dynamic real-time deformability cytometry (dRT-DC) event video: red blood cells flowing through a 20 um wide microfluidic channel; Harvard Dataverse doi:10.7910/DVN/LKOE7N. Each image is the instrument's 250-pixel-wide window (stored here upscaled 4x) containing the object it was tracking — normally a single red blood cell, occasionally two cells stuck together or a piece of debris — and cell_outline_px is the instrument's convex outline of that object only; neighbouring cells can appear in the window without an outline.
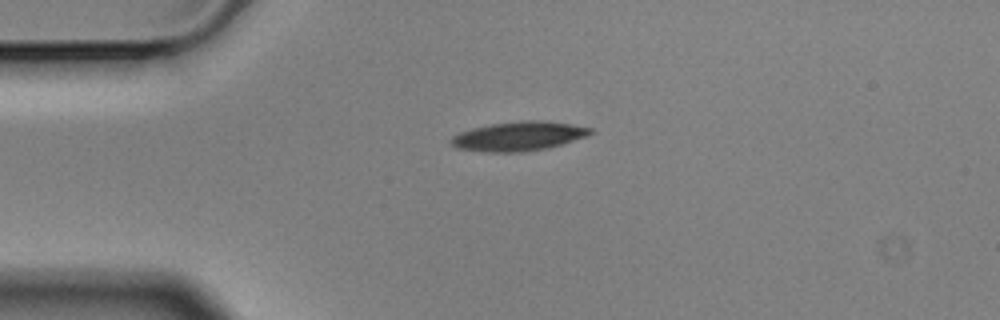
{"species": "Egyptian fruit bat (a non-hibernating species)", "species_latin": "Rousettus aegyptiacus", "temperature_condition": "cold", "stored_images_in_passage": 8, "camera_frame_rate_fps": 3000, "um_per_image_px": 0.085, "animal": {"sex": "male"}, "frame": {"image": 1, "passage_image": 1, "time_ms": 0.0, "image_size_px": [1000, 320], "cell_outline_px": [[596, 132], [588, 136], [560, 144], [544, 148], [520, 152], [484, 152], [456, 148], [448, 144], [448, 140], [452, 136], [460, 132], [472, 128], [492, 124], [524, 120], [544, 120], [572, 124], [592, 128]], "centroid_in_image_um": [44.06, 11.57], "position_along_channel_um": 40.9, "area_um2": 23.87}}
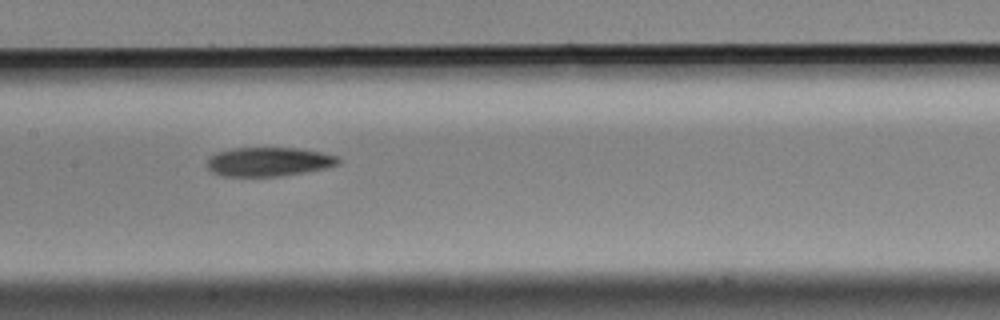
{"frame": {"image": 2, "passage_image": 5, "time_ms": 1.333, "image_size_px": [1000, 320], "cell_outline_px": [[340, 164], [324, 168], [304, 172], [280, 176], [220, 176], [212, 172], [204, 164], [216, 152], [232, 148], [296, 148], [320, 152], [336, 156], [340, 160]], "centroid_in_image_um": [22.79, 13.75], "position_along_channel_um": 184.6, "area_um2": 22.14}}
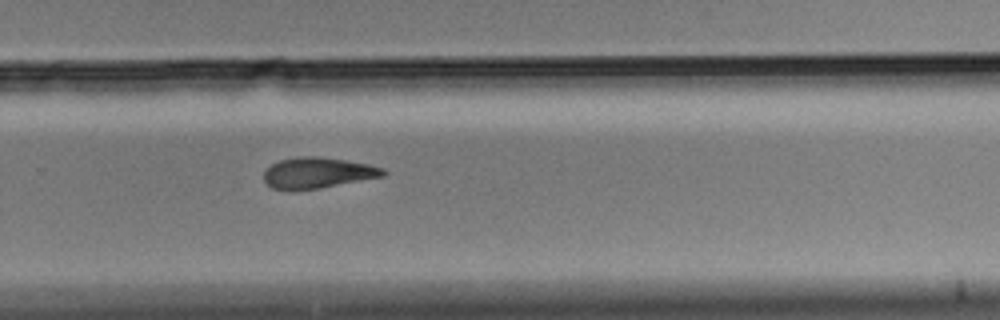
{"frame": {"image": 3, "passage_image": 8, "time_ms": 2.333, "image_size_px": [1000, 320], "cell_outline_px": [[388, 172], [384, 176], [320, 188], [272, 188], [264, 180], [264, 172], [272, 164], [280, 160], [304, 156], [320, 156], [368, 164], [384, 168]], "centroid_in_image_um": [27.06, 14.67], "position_along_channel_um": 302.7, "area_um2": 20.92}}